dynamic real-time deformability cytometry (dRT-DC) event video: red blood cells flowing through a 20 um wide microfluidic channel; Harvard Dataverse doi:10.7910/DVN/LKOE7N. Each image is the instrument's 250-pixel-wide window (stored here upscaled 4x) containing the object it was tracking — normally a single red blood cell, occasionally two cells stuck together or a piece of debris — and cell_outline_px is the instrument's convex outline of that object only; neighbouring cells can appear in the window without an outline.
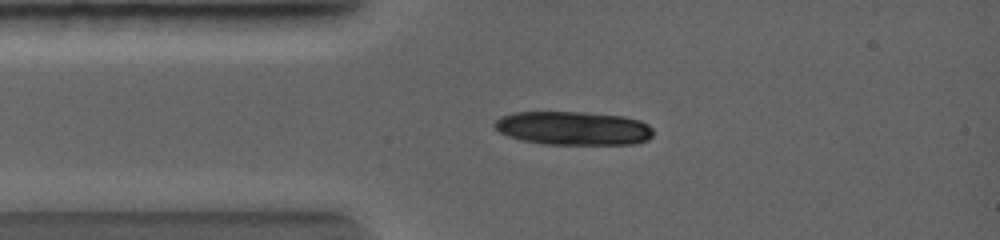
{"species": "common noctule bat (a hibernating species)", "species_latin": "Nyctalus noctula", "temperature_condition": "warm", "stored_images_in_passage": 8, "camera_frame_rate_fps": 5000, "um_per_image_px": 0.085, "animal": {"sex": "female", "body_mass_g": 19.0, "forearm_length_mm": 56.7}, "frame": {"image": 1, "passage_image": 8, "time_ms": 1.4, "image_size_px": [1000, 240], "cell_outline_px": [[652, 136], [648, 140], [636, 144], [540, 144], [520, 140], [508, 136], [500, 132], [492, 124], [500, 116], [512, 112], [584, 112], [624, 116], [640, 120], [648, 124], [652, 128]], "centroid_in_image_um": [48.72, 10.9], "position_along_channel_um": 36.3, "area_um2": 31.44}}